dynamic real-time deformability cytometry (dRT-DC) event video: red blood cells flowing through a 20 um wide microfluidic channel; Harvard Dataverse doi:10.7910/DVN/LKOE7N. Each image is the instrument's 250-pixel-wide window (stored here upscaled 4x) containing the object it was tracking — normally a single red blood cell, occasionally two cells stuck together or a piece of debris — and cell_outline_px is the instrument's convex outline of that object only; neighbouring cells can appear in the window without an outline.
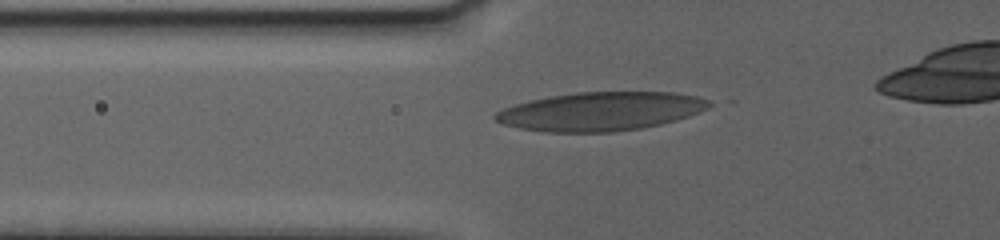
{"species": "human", "species_latin": "Homo sapiens", "temperature_condition": "warm", "stored_images_in_passage": 10, "camera_frame_rate_fps": 3000, "um_per_image_px": 0.085, "donor": {"sex": "female"}, "frame": {"image": 1, "passage_image": 5, "time_ms": 3.0, "image_size_px": [1000, 240], "cell_outline_px": [[712, 104], [708, 108], [700, 112], [676, 120], [660, 124], [640, 128], [616, 132], [544, 132], [520, 128], [504, 124], [496, 120], [492, 116], [496, 112], [504, 108], [516, 104], [532, 100], [552, 96], [576, 92], [672, 92], [696, 96], [708, 100]], "centroid_in_image_um": [51.07, 9.47], "position_along_channel_um": 74.7, "area_um2": 47.97}}
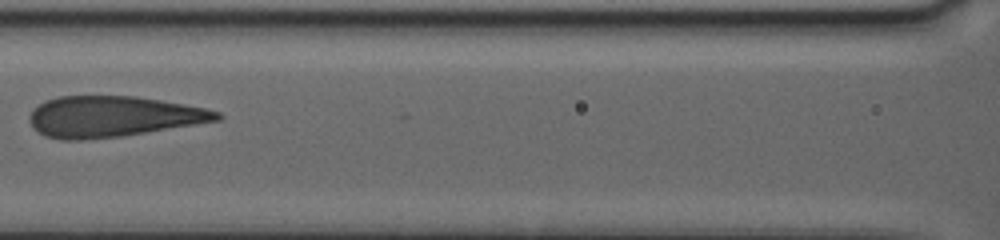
{"frame": {"image": 2, "passage_image": 9, "time_ms": 5.667, "image_size_px": [1000, 240], "cell_outline_px": [[224, 116], [220, 120], [120, 136], [80, 140], [60, 140], [44, 136], [28, 120], [28, 116], [32, 108], [44, 100], [60, 96], [136, 96], [208, 108], [220, 112]], "centroid_in_image_um": [9.57, 9.89], "position_along_channel_um": 157.0, "area_um2": 44.56}}